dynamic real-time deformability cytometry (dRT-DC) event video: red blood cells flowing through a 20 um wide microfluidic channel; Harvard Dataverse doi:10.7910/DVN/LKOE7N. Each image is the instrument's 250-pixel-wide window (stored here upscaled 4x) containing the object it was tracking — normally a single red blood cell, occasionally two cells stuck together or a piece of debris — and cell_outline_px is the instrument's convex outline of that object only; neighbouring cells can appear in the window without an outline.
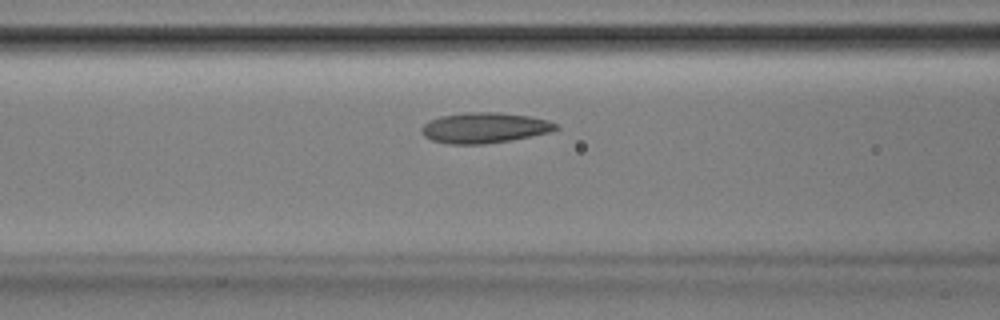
{"species": "Egyptian fruit bat (a non-hibernating species)", "species_latin": "Rousettus aegyptiacus", "temperature_condition": "room temperature", "stored_images_in_passage": 36, "camera_frame_rate_fps": 3000, "um_per_image_px": 0.085, "animal": {"sex": "male"}, "frame": {"image": 1, "passage_image": 7, "time_ms": 2.0, "image_size_px": [1000, 320], "cell_outline_px": [[560, 128], [548, 132], [512, 140], [484, 144], [448, 144], [432, 140], [424, 136], [420, 132], [420, 128], [424, 124], [440, 116], [468, 112], [496, 112], [532, 116], [548, 120], [556, 124]], "centroid_in_image_um": [41.17, 10.86], "position_along_channel_um": 125.4, "area_um2": 23.87}}
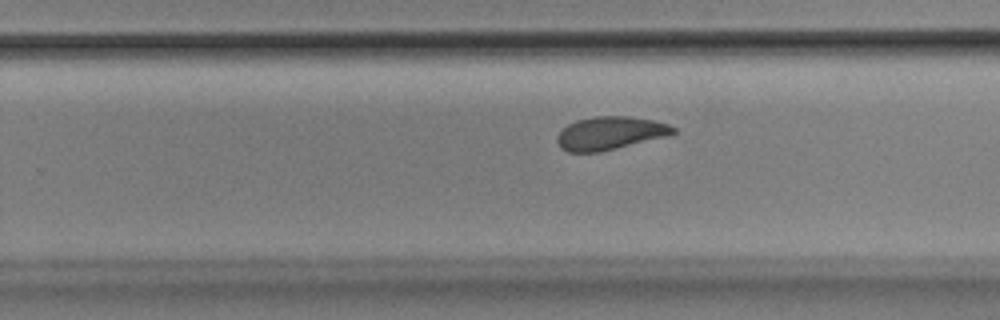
{"frame": {"image": 2, "passage_image": 19, "time_ms": 6.0, "image_size_px": [1000, 320], "cell_outline_px": [[676, 132], [668, 136], [600, 152], [568, 152], [560, 148], [556, 140], [556, 136], [568, 124], [576, 120], [596, 116], [628, 116], [652, 120], [668, 124], [676, 128]], "centroid_in_image_um": [51.85, 11.32], "position_along_channel_um": 278.0, "area_um2": 22.43}}
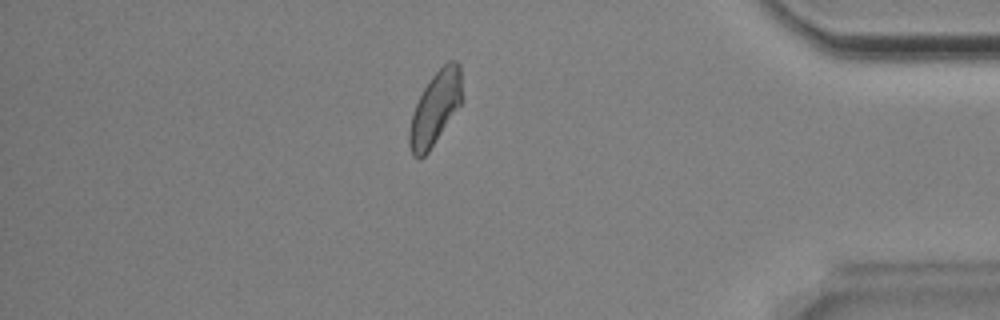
{"frame": {"image": 3, "passage_image": 31, "time_ms": 10.0, "image_size_px": [1000, 320], "cell_outline_px": [[460, 104], [428, 152], [420, 160], [416, 160], [412, 156], [408, 144], [408, 132], [412, 116], [416, 104], [424, 88], [432, 76], [448, 60], [456, 60], [460, 64]], "centroid_in_image_um": [36.94, 9.24], "position_along_channel_um": 398.3, "area_um2": 21.96}}